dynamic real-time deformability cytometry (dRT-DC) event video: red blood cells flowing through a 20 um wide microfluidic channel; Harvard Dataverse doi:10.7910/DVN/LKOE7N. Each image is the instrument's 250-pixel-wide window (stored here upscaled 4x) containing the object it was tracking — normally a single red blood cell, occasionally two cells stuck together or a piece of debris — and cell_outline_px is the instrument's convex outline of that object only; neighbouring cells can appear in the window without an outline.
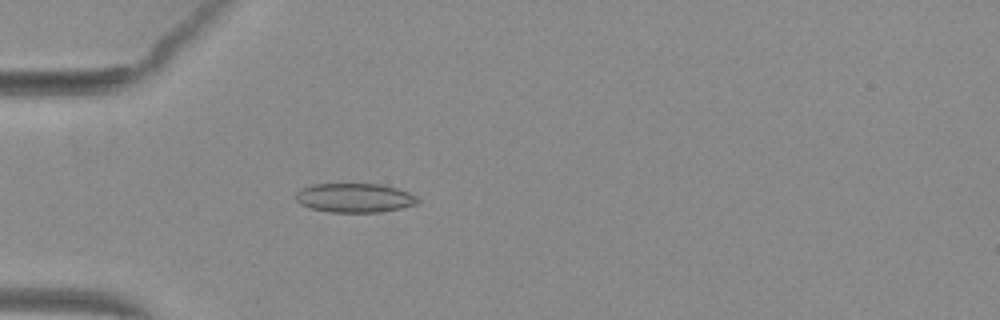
{"species": "common noctule bat (a hibernating species)", "species_latin": "Nyctalus noctula", "temperature_condition": "warm", "stored_images_in_passage": 52, "camera_frame_rate_fps": 3000, "um_per_image_px": 0.085, "animal": {"sex": "female", "body_mass_g": 29.2, "forearm_length_mm": 56.3}, "frame": {"image": 1, "passage_image": 16, "time_ms": 5.0, "image_size_px": [1000, 320], "cell_outline_px": [[420, 200], [416, 204], [400, 208], [380, 212], [328, 212], [308, 208], [300, 204], [296, 200], [296, 192], [300, 188], [312, 184], [380, 184], [396, 188], [408, 192], [416, 196]], "centroid_in_image_um": [30.1, 16.82], "position_along_channel_um": 54.9, "area_um2": 20.81}}
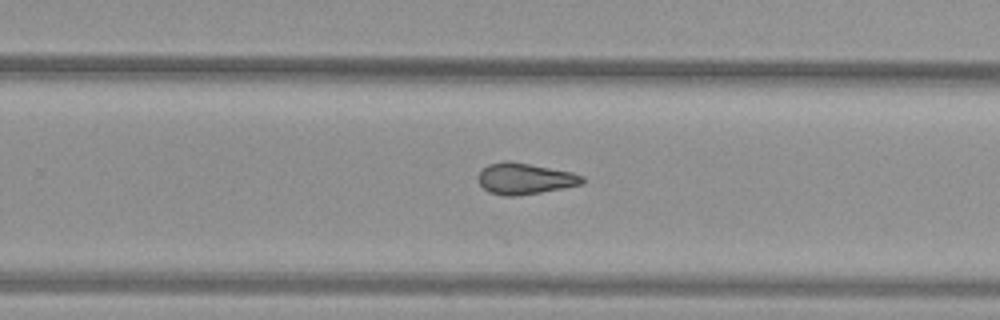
{"frame": {"image": 2, "passage_image": 34, "time_ms": 11.0, "image_size_px": [1000, 320], "cell_outline_px": [[584, 184], [564, 188], [516, 196], [504, 196], [488, 192], [476, 180], [476, 176], [488, 164], [504, 160], [508, 160], [572, 172], [584, 176]], "centroid_in_image_um": [44.59, 15.18], "position_along_channel_um": 285.2, "area_um2": 19.07}}
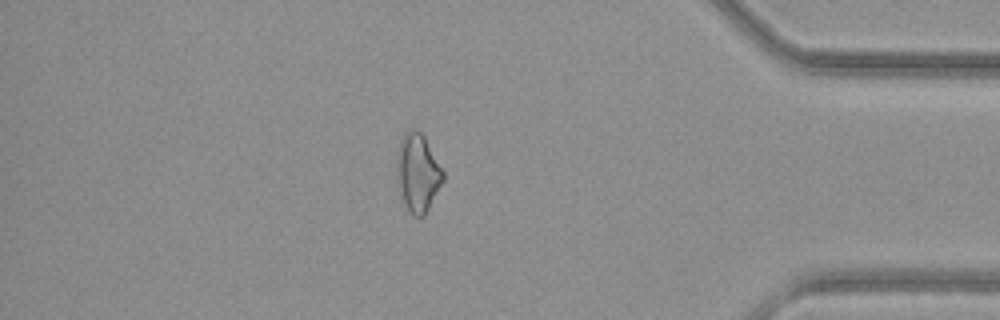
{"frame": {"image": 3, "passage_image": 45, "time_ms": 14.667, "image_size_px": [1000, 320], "cell_outline_px": [[444, 180], [424, 216], [412, 216], [408, 212], [404, 204], [396, 176], [396, 156], [400, 140], [412, 128], [420, 132], [424, 136], [444, 172]], "centroid_in_image_um": [35.5, 14.71], "position_along_channel_um": 399.7, "area_um2": 20.98}}